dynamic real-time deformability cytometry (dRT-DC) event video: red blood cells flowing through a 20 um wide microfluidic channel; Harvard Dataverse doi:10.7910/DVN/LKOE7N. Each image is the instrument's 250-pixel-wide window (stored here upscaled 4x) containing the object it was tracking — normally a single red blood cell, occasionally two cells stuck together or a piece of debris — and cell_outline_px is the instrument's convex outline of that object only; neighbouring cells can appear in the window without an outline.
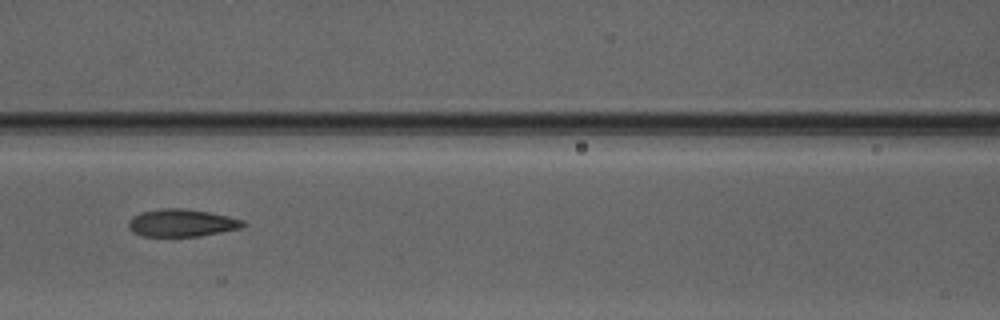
{"species": "Egyptian fruit bat (a non-hibernating species)", "species_latin": "Rousettus aegyptiacus", "temperature_condition": "warm", "stored_images_in_passage": 4, "segment_of_instrument_passage": [1, 2], "camera_frame_rate_fps": 3000, "um_per_image_px": 0.085, "animal": {"sex": "male"}, "frame": {"image": 1, "passage_image": 3, "time_ms": 2.333, "image_size_px": [1000, 320], "cell_outline_px": [[248, 224], [240, 228], [200, 236], [140, 236], [132, 232], [128, 228], [128, 220], [132, 216], [140, 212], [160, 208], [184, 208], [208, 212], [228, 216], [244, 220]], "centroid_in_image_um": [15.41, 18.94], "position_along_channel_um": 151.2, "area_um2": 18.55}}